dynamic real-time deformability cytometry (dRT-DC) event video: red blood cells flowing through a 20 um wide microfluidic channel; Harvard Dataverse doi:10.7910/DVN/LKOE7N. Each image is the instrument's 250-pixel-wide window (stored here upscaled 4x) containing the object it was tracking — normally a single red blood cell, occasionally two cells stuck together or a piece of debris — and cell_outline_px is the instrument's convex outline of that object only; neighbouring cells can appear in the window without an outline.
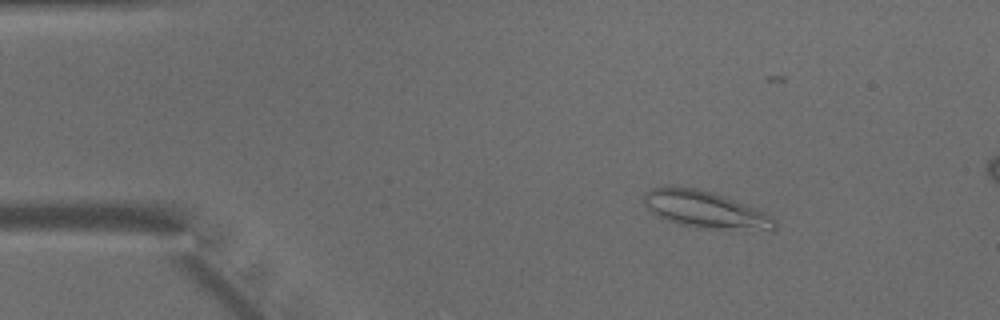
{"species": "common noctule bat (a hibernating species)", "species_latin": "Nyctalus noctula", "temperature_condition": "warm", "stored_images_in_passage": 8, "camera_frame_rate_fps": 3000, "um_per_image_px": 0.085, "animal": {"sex": "male", "body_mass_g": 15.6}, "frame": {"image": 1, "passage_image": 2, "time_ms": 0.333, "image_size_px": [1000, 320], "cell_outline_px": [[776, 228], [772, 232], [696, 228], [664, 220], [652, 212], [644, 204], [644, 192], [652, 188], [672, 184], [696, 188], [712, 192], [768, 212], [776, 220]], "centroid_in_image_um": [60.0, 17.83], "position_along_channel_um": 25.0, "area_um2": 29.19}}